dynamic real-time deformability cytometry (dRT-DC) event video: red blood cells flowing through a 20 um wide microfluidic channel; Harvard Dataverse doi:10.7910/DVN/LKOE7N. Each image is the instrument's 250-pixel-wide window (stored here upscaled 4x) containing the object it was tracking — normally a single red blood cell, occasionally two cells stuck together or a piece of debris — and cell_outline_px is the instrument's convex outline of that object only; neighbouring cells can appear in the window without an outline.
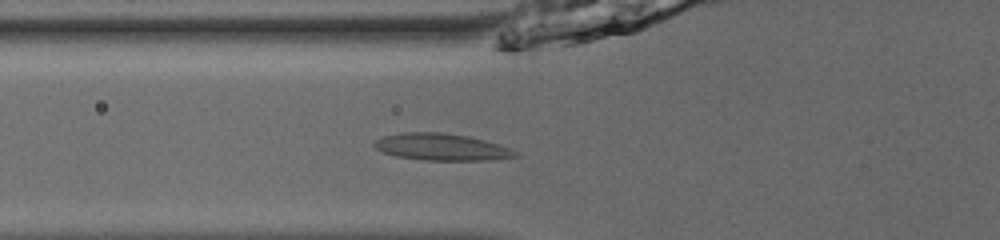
{"species": "common noctule bat (a hibernating species)", "species_latin": "Nyctalus noctula", "temperature_condition": "room temperature", "stored_images_in_passage": 37, "camera_frame_rate_fps": 3000, "um_per_image_px": 0.085, "animal": {"sex": "male", "body_mass_g": 13.0, "forearm_length_mm": 53.1}, "frame": {"image": 1, "passage_image": 5, "time_ms": 1.333, "image_size_px": [1000, 240], "cell_outline_px": [[520, 156], [492, 160], [424, 160], [396, 156], [384, 152], [376, 148], [372, 144], [376, 140], [384, 136], [400, 132], [444, 132], [468, 136], [484, 140], [508, 148], [516, 152]], "centroid_in_image_um": [37.51, 12.49], "position_along_channel_um": 88.3, "area_um2": 21.96}}
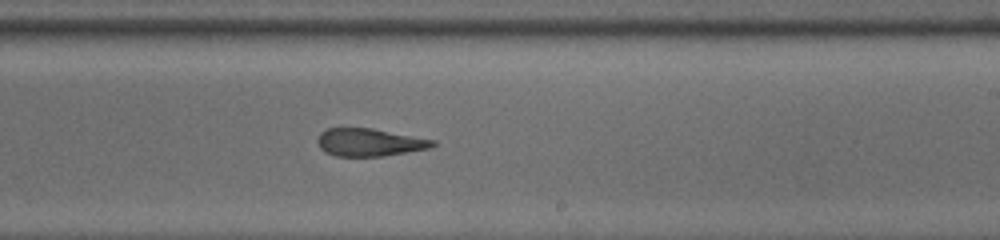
{"frame": {"image": 2, "passage_image": 18, "time_ms": 5.667, "image_size_px": [1000, 240], "cell_outline_px": [[436, 144], [428, 148], [384, 156], [336, 156], [324, 152], [320, 148], [316, 140], [320, 132], [328, 128], [372, 128], [436, 140]], "centroid_in_image_um": [31.37, 12.09], "position_along_channel_um": 257.6, "area_um2": 18.61}}
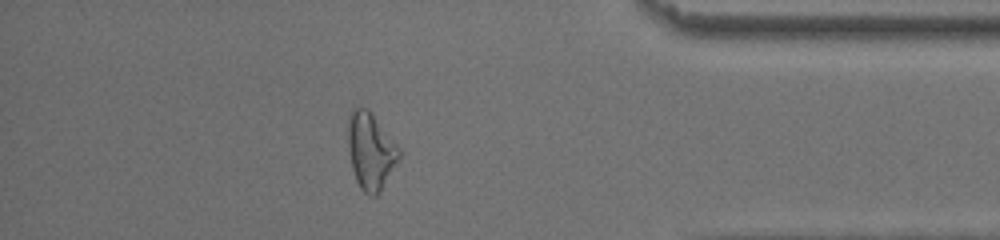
{"frame": {"image": 3, "passage_image": 31, "time_ms": 10.0, "image_size_px": [1000, 240], "cell_outline_px": [[400, 156], [380, 192], [376, 196], [368, 196], [360, 188], [356, 180], [352, 168], [348, 148], [348, 112], [352, 108], [360, 104], [368, 108], [372, 112], [400, 148]], "centroid_in_image_um": [31.48, 12.77], "position_along_channel_um": 403.7, "area_um2": 23.18}, "authors_computed_cell_mechanics": {"area_um2": 20.4034, "velocity_mm_per_s": 3.8732, "shape_relaxation_time_tau1_ms": null, "shape_relaxation_time_tau2_ms": 1.7395, "deformation_change_tau1": null, "deformation_change_tau2": 0.103}}